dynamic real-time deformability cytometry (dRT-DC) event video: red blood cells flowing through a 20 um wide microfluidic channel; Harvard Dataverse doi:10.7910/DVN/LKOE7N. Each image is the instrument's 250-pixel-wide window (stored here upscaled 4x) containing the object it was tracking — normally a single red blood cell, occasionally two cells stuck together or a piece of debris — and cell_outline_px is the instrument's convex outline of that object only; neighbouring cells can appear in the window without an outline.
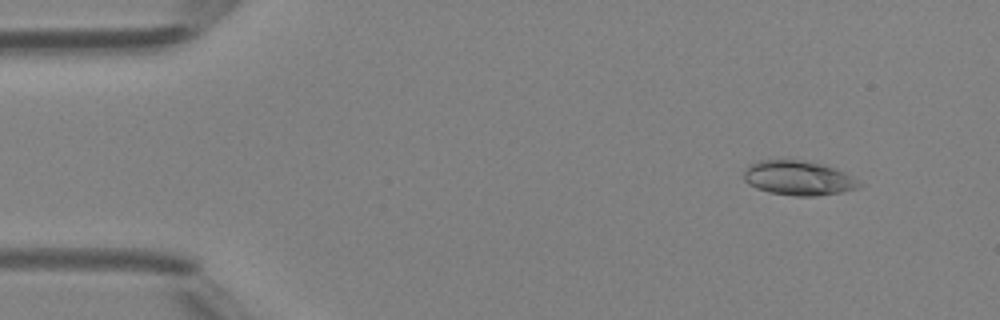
{"species": "Egyptian fruit bat (a non-hibernating species)", "species_latin": "Rousettus aegyptiacus", "temperature_condition": "room temperature", "stored_images_in_passage": 48, "camera_frame_rate_fps": 3000, "um_per_image_px": 0.085, "animal": {"sex": "female"}, "frame": {"image": 1, "passage_image": 5, "time_ms": 1.333, "image_size_px": [1000, 320], "cell_outline_px": [[864, 184], [860, 188], [840, 192], [816, 196], [796, 196], [768, 192], [756, 188], [748, 184], [744, 180], [744, 168], [748, 164], [760, 160], [804, 160], [824, 164], [844, 172]], "centroid_in_image_um": [67.85, 15.13], "position_along_channel_um": 17.1, "area_um2": 23.41}}
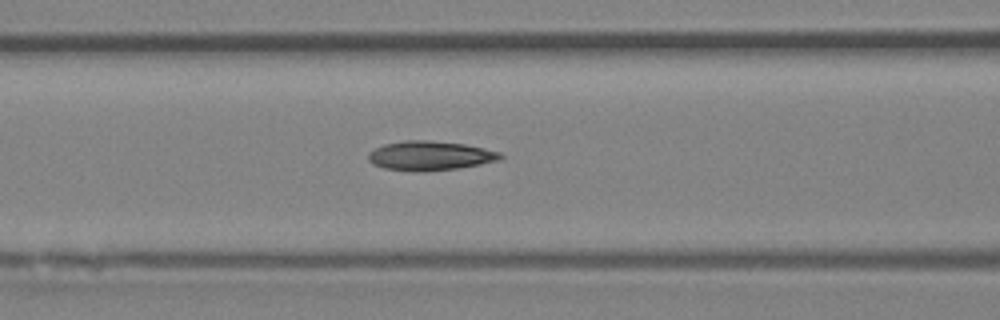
{"frame": {"image": 2, "passage_image": 20, "time_ms": 6.333, "image_size_px": [1000, 320], "cell_outline_px": [[504, 156], [500, 160], [460, 168], [424, 172], [416, 172], [384, 168], [372, 164], [368, 160], [368, 152], [384, 144], [404, 140], [428, 140], [464, 144], [484, 148], [500, 152]], "centroid_in_image_um": [36.54, 13.24], "position_along_channel_um": 130.1, "area_um2": 22.77}}
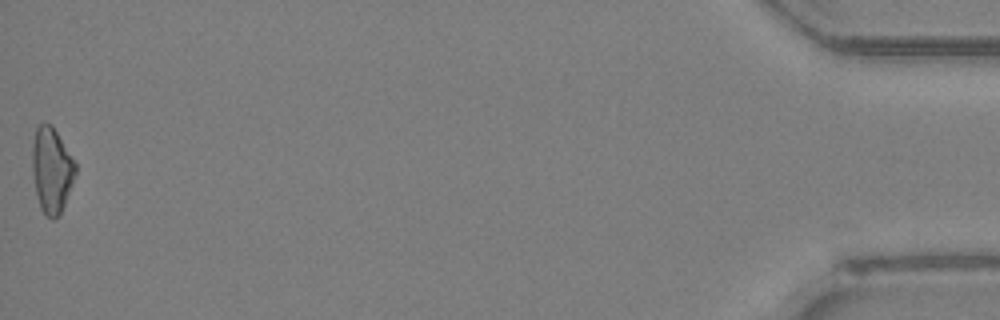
{"frame": {"image": 3, "passage_image": 48, "time_ms": 15.667, "image_size_px": [1000, 320], "cell_outline_px": [[76, 172], [72, 184], [60, 216], [52, 220], [40, 208], [36, 196], [32, 172], [32, 144], [36, 128], [40, 124], [52, 124], [76, 164]], "centroid_in_image_um": [4.38, 14.48], "position_along_channel_um": 430.8, "area_um2": 21.5}, "authors_computed_cell_mechanics": {"area_um2": 21.8484, "velocity_mm_per_s": 4.314, "shape_relaxation_time_tau1_ms": 10.4408, "shape_relaxation_time_tau2_ms": 5.1049, "deformation_change_tau1": 0.2519, "deformation_change_tau2": 0.1168}}